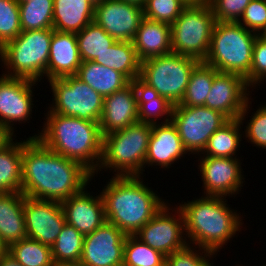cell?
Wrapping results in <instances>:
<instances>
[{"mask_svg": "<svg viewBox=\"0 0 266 266\" xmlns=\"http://www.w3.org/2000/svg\"><path fill=\"white\" fill-rule=\"evenodd\" d=\"M91 179L92 174L79 162L55 153L37 138L23 140V195L62 202L79 193Z\"/></svg>", "mask_w": 266, "mask_h": 266, "instance_id": "6da1fadb", "label": "cell"}, {"mask_svg": "<svg viewBox=\"0 0 266 266\" xmlns=\"http://www.w3.org/2000/svg\"><path fill=\"white\" fill-rule=\"evenodd\" d=\"M46 113L42 131L31 138H37L55 153L79 162L93 178L103 153L99 122L51 113L49 110Z\"/></svg>", "mask_w": 266, "mask_h": 266, "instance_id": "7a4b0ae2", "label": "cell"}, {"mask_svg": "<svg viewBox=\"0 0 266 266\" xmlns=\"http://www.w3.org/2000/svg\"><path fill=\"white\" fill-rule=\"evenodd\" d=\"M142 176H112L101 193L107 222L135 235L166 204Z\"/></svg>", "mask_w": 266, "mask_h": 266, "instance_id": "3957f363", "label": "cell"}, {"mask_svg": "<svg viewBox=\"0 0 266 266\" xmlns=\"http://www.w3.org/2000/svg\"><path fill=\"white\" fill-rule=\"evenodd\" d=\"M225 198L201 196L178 206L184 217L188 244L208 249L217 255L236 232H240L243 226L241 216L229 207Z\"/></svg>", "mask_w": 266, "mask_h": 266, "instance_id": "277c9868", "label": "cell"}, {"mask_svg": "<svg viewBox=\"0 0 266 266\" xmlns=\"http://www.w3.org/2000/svg\"><path fill=\"white\" fill-rule=\"evenodd\" d=\"M257 35L238 22L216 21L204 62L218 72L244 77L250 86V67Z\"/></svg>", "mask_w": 266, "mask_h": 266, "instance_id": "5b68a950", "label": "cell"}, {"mask_svg": "<svg viewBox=\"0 0 266 266\" xmlns=\"http://www.w3.org/2000/svg\"><path fill=\"white\" fill-rule=\"evenodd\" d=\"M152 125L137 121L103 136L101 169L113 170L114 176H142Z\"/></svg>", "mask_w": 266, "mask_h": 266, "instance_id": "8992f818", "label": "cell"}, {"mask_svg": "<svg viewBox=\"0 0 266 266\" xmlns=\"http://www.w3.org/2000/svg\"><path fill=\"white\" fill-rule=\"evenodd\" d=\"M54 29L28 30L0 48L3 75L37 82L46 77L50 43ZM45 75V76H44Z\"/></svg>", "mask_w": 266, "mask_h": 266, "instance_id": "52a82bcc", "label": "cell"}, {"mask_svg": "<svg viewBox=\"0 0 266 266\" xmlns=\"http://www.w3.org/2000/svg\"><path fill=\"white\" fill-rule=\"evenodd\" d=\"M199 62L171 52L141 62L139 77L175 106L183 99L191 73Z\"/></svg>", "mask_w": 266, "mask_h": 266, "instance_id": "ba28073f", "label": "cell"}, {"mask_svg": "<svg viewBox=\"0 0 266 266\" xmlns=\"http://www.w3.org/2000/svg\"><path fill=\"white\" fill-rule=\"evenodd\" d=\"M216 20L207 5L186 6L171 25L172 52L204 61Z\"/></svg>", "mask_w": 266, "mask_h": 266, "instance_id": "9c48e42d", "label": "cell"}, {"mask_svg": "<svg viewBox=\"0 0 266 266\" xmlns=\"http://www.w3.org/2000/svg\"><path fill=\"white\" fill-rule=\"evenodd\" d=\"M53 93L52 104L48 109L51 113L78 117L99 122L104 97L84 83L76 75L49 80Z\"/></svg>", "mask_w": 266, "mask_h": 266, "instance_id": "30bf717a", "label": "cell"}, {"mask_svg": "<svg viewBox=\"0 0 266 266\" xmlns=\"http://www.w3.org/2000/svg\"><path fill=\"white\" fill-rule=\"evenodd\" d=\"M188 154H202L211 135L229 119L206 106L175 105L171 117ZM191 152V153H190Z\"/></svg>", "mask_w": 266, "mask_h": 266, "instance_id": "8fae6325", "label": "cell"}, {"mask_svg": "<svg viewBox=\"0 0 266 266\" xmlns=\"http://www.w3.org/2000/svg\"><path fill=\"white\" fill-rule=\"evenodd\" d=\"M171 208L167 202L155 216L144 225L135 236L152 249L168 256L172 252L184 248L188 242L185 235L184 217L181 209ZM175 211V213H172ZM172 214V215H171ZM184 238V239H183Z\"/></svg>", "mask_w": 266, "mask_h": 266, "instance_id": "7c38bea8", "label": "cell"}, {"mask_svg": "<svg viewBox=\"0 0 266 266\" xmlns=\"http://www.w3.org/2000/svg\"><path fill=\"white\" fill-rule=\"evenodd\" d=\"M35 84L32 80L0 75V127L12 137L14 123H26L32 115Z\"/></svg>", "mask_w": 266, "mask_h": 266, "instance_id": "4fadbf2b", "label": "cell"}, {"mask_svg": "<svg viewBox=\"0 0 266 266\" xmlns=\"http://www.w3.org/2000/svg\"><path fill=\"white\" fill-rule=\"evenodd\" d=\"M198 169L205 196H235L241 191L245 178L242 172V162L239 158L211 157L200 154ZM201 158V159H200Z\"/></svg>", "mask_w": 266, "mask_h": 266, "instance_id": "5bb4252c", "label": "cell"}, {"mask_svg": "<svg viewBox=\"0 0 266 266\" xmlns=\"http://www.w3.org/2000/svg\"><path fill=\"white\" fill-rule=\"evenodd\" d=\"M27 238L52 246L66 224L61 203L24 195Z\"/></svg>", "mask_w": 266, "mask_h": 266, "instance_id": "9a60e30c", "label": "cell"}, {"mask_svg": "<svg viewBox=\"0 0 266 266\" xmlns=\"http://www.w3.org/2000/svg\"><path fill=\"white\" fill-rule=\"evenodd\" d=\"M126 234L105 222L84 236L80 261L85 266H122Z\"/></svg>", "mask_w": 266, "mask_h": 266, "instance_id": "2e32d148", "label": "cell"}, {"mask_svg": "<svg viewBox=\"0 0 266 266\" xmlns=\"http://www.w3.org/2000/svg\"><path fill=\"white\" fill-rule=\"evenodd\" d=\"M144 19L143 7L122 0H103L95 5L94 22L116 41H133Z\"/></svg>", "mask_w": 266, "mask_h": 266, "instance_id": "e0dca14e", "label": "cell"}, {"mask_svg": "<svg viewBox=\"0 0 266 266\" xmlns=\"http://www.w3.org/2000/svg\"><path fill=\"white\" fill-rule=\"evenodd\" d=\"M250 88L244 77L218 72L214 76L205 106L224 114L229 120L238 119L251 95Z\"/></svg>", "mask_w": 266, "mask_h": 266, "instance_id": "ac0fdd59", "label": "cell"}, {"mask_svg": "<svg viewBox=\"0 0 266 266\" xmlns=\"http://www.w3.org/2000/svg\"><path fill=\"white\" fill-rule=\"evenodd\" d=\"M90 194L92 193L84 187L79 193L60 202L66 223L84 236L91 234L107 221L101 193L97 196Z\"/></svg>", "mask_w": 266, "mask_h": 266, "instance_id": "d6986e66", "label": "cell"}, {"mask_svg": "<svg viewBox=\"0 0 266 266\" xmlns=\"http://www.w3.org/2000/svg\"><path fill=\"white\" fill-rule=\"evenodd\" d=\"M188 154L183 146L176 126L169 121L167 123L152 124V132L149 139L146 164L149 166H160L169 169L179 159ZM182 157V158H181Z\"/></svg>", "mask_w": 266, "mask_h": 266, "instance_id": "ffe728a7", "label": "cell"}, {"mask_svg": "<svg viewBox=\"0 0 266 266\" xmlns=\"http://www.w3.org/2000/svg\"><path fill=\"white\" fill-rule=\"evenodd\" d=\"M138 120V106L132 82L104 98L99 121L102 135L124 129Z\"/></svg>", "mask_w": 266, "mask_h": 266, "instance_id": "44dd1931", "label": "cell"}, {"mask_svg": "<svg viewBox=\"0 0 266 266\" xmlns=\"http://www.w3.org/2000/svg\"><path fill=\"white\" fill-rule=\"evenodd\" d=\"M81 63L76 34L54 30L46 70L48 81L76 75Z\"/></svg>", "mask_w": 266, "mask_h": 266, "instance_id": "7402d4cb", "label": "cell"}, {"mask_svg": "<svg viewBox=\"0 0 266 266\" xmlns=\"http://www.w3.org/2000/svg\"><path fill=\"white\" fill-rule=\"evenodd\" d=\"M132 42L141 62L169 54L172 52L171 25L144 18Z\"/></svg>", "mask_w": 266, "mask_h": 266, "instance_id": "603a6c76", "label": "cell"}, {"mask_svg": "<svg viewBox=\"0 0 266 266\" xmlns=\"http://www.w3.org/2000/svg\"><path fill=\"white\" fill-rule=\"evenodd\" d=\"M53 29L77 34L94 21L95 5L89 0H53Z\"/></svg>", "mask_w": 266, "mask_h": 266, "instance_id": "cb8c5ba5", "label": "cell"}, {"mask_svg": "<svg viewBox=\"0 0 266 266\" xmlns=\"http://www.w3.org/2000/svg\"><path fill=\"white\" fill-rule=\"evenodd\" d=\"M21 192L0 193V237L8 244L27 237Z\"/></svg>", "mask_w": 266, "mask_h": 266, "instance_id": "d4e9b609", "label": "cell"}, {"mask_svg": "<svg viewBox=\"0 0 266 266\" xmlns=\"http://www.w3.org/2000/svg\"><path fill=\"white\" fill-rule=\"evenodd\" d=\"M138 106V120L148 124L167 123L171 121L174 105L140 77L131 81ZM164 121H158L161 117Z\"/></svg>", "mask_w": 266, "mask_h": 266, "instance_id": "484cf974", "label": "cell"}, {"mask_svg": "<svg viewBox=\"0 0 266 266\" xmlns=\"http://www.w3.org/2000/svg\"><path fill=\"white\" fill-rule=\"evenodd\" d=\"M250 100L251 98H249L246 102V105L244 106L238 119L229 120L211 135L206 148L202 152L203 156L237 158L235 153H237L238 147L241 144L240 141L242 139V135L244 136V133L241 134L240 129L248 115L247 113H249L248 111L250 105L252 104Z\"/></svg>", "mask_w": 266, "mask_h": 266, "instance_id": "4316f807", "label": "cell"}, {"mask_svg": "<svg viewBox=\"0 0 266 266\" xmlns=\"http://www.w3.org/2000/svg\"><path fill=\"white\" fill-rule=\"evenodd\" d=\"M76 76L104 98L131 82L119 71L94 61H83Z\"/></svg>", "mask_w": 266, "mask_h": 266, "instance_id": "83f0119b", "label": "cell"}, {"mask_svg": "<svg viewBox=\"0 0 266 266\" xmlns=\"http://www.w3.org/2000/svg\"><path fill=\"white\" fill-rule=\"evenodd\" d=\"M14 139L0 149V193L21 192L23 141Z\"/></svg>", "mask_w": 266, "mask_h": 266, "instance_id": "f1b7e54d", "label": "cell"}, {"mask_svg": "<svg viewBox=\"0 0 266 266\" xmlns=\"http://www.w3.org/2000/svg\"><path fill=\"white\" fill-rule=\"evenodd\" d=\"M94 62L119 71L130 81L140 75L141 61L131 41H116Z\"/></svg>", "mask_w": 266, "mask_h": 266, "instance_id": "f546056e", "label": "cell"}, {"mask_svg": "<svg viewBox=\"0 0 266 266\" xmlns=\"http://www.w3.org/2000/svg\"><path fill=\"white\" fill-rule=\"evenodd\" d=\"M76 37L82 62L94 61L116 42L94 21L79 31Z\"/></svg>", "mask_w": 266, "mask_h": 266, "instance_id": "4dcf8cb0", "label": "cell"}, {"mask_svg": "<svg viewBox=\"0 0 266 266\" xmlns=\"http://www.w3.org/2000/svg\"><path fill=\"white\" fill-rule=\"evenodd\" d=\"M217 73L218 71L213 66L200 61L191 73L185 95L179 105L205 106L207 95Z\"/></svg>", "mask_w": 266, "mask_h": 266, "instance_id": "1f68e13d", "label": "cell"}, {"mask_svg": "<svg viewBox=\"0 0 266 266\" xmlns=\"http://www.w3.org/2000/svg\"><path fill=\"white\" fill-rule=\"evenodd\" d=\"M8 253L23 266H53L54 264L51 247L27 237L11 243Z\"/></svg>", "mask_w": 266, "mask_h": 266, "instance_id": "d6a6232c", "label": "cell"}, {"mask_svg": "<svg viewBox=\"0 0 266 266\" xmlns=\"http://www.w3.org/2000/svg\"><path fill=\"white\" fill-rule=\"evenodd\" d=\"M53 0H32L19 4L22 31L53 28Z\"/></svg>", "mask_w": 266, "mask_h": 266, "instance_id": "836d02e7", "label": "cell"}, {"mask_svg": "<svg viewBox=\"0 0 266 266\" xmlns=\"http://www.w3.org/2000/svg\"><path fill=\"white\" fill-rule=\"evenodd\" d=\"M84 243V235L73 226L65 224L51 246L54 262L80 261Z\"/></svg>", "mask_w": 266, "mask_h": 266, "instance_id": "e575fe53", "label": "cell"}, {"mask_svg": "<svg viewBox=\"0 0 266 266\" xmlns=\"http://www.w3.org/2000/svg\"><path fill=\"white\" fill-rule=\"evenodd\" d=\"M166 256L135 235H126L122 266H163Z\"/></svg>", "mask_w": 266, "mask_h": 266, "instance_id": "d590c367", "label": "cell"}, {"mask_svg": "<svg viewBox=\"0 0 266 266\" xmlns=\"http://www.w3.org/2000/svg\"><path fill=\"white\" fill-rule=\"evenodd\" d=\"M185 7L182 0H146L144 18L172 25Z\"/></svg>", "mask_w": 266, "mask_h": 266, "instance_id": "8d00e7d4", "label": "cell"}, {"mask_svg": "<svg viewBox=\"0 0 266 266\" xmlns=\"http://www.w3.org/2000/svg\"><path fill=\"white\" fill-rule=\"evenodd\" d=\"M21 31L19 4L16 0H0V48Z\"/></svg>", "mask_w": 266, "mask_h": 266, "instance_id": "74e56055", "label": "cell"}, {"mask_svg": "<svg viewBox=\"0 0 266 266\" xmlns=\"http://www.w3.org/2000/svg\"><path fill=\"white\" fill-rule=\"evenodd\" d=\"M193 246L187 244L184 248L172 252L166 256L165 264L167 266H213L214 263L209 261L216 257L214 256L216 254L208 249L195 246L197 250Z\"/></svg>", "mask_w": 266, "mask_h": 266, "instance_id": "f35d334b", "label": "cell"}, {"mask_svg": "<svg viewBox=\"0 0 266 266\" xmlns=\"http://www.w3.org/2000/svg\"><path fill=\"white\" fill-rule=\"evenodd\" d=\"M238 23L260 35L266 28V0H252Z\"/></svg>", "mask_w": 266, "mask_h": 266, "instance_id": "ab89813d", "label": "cell"}, {"mask_svg": "<svg viewBox=\"0 0 266 266\" xmlns=\"http://www.w3.org/2000/svg\"><path fill=\"white\" fill-rule=\"evenodd\" d=\"M252 0H212L210 7L216 21L238 22Z\"/></svg>", "mask_w": 266, "mask_h": 266, "instance_id": "60d3db41", "label": "cell"}, {"mask_svg": "<svg viewBox=\"0 0 266 266\" xmlns=\"http://www.w3.org/2000/svg\"><path fill=\"white\" fill-rule=\"evenodd\" d=\"M252 114L250 122H246L245 137L254 146L266 149V104H261Z\"/></svg>", "mask_w": 266, "mask_h": 266, "instance_id": "b9f144b4", "label": "cell"}, {"mask_svg": "<svg viewBox=\"0 0 266 266\" xmlns=\"http://www.w3.org/2000/svg\"><path fill=\"white\" fill-rule=\"evenodd\" d=\"M266 77V37L257 35L253 46L252 64L250 67V87L262 84ZM258 84V85H257Z\"/></svg>", "mask_w": 266, "mask_h": 266, "instance_id": "7bdbcfd3", "label": "cell"}, {"mask_svg": "<svg viewBox=\"0 0 266 266\" xmlns=\"http://www.w3.org/2000/svg\"><path fill=\"white\" fill-rule=\"evenodd\" d=\"M0 266H23L10 253L0 259Z\"/></svg>", "mask_w": 266, "mask_h": 266, "instance_id": "ee69618b", "label": "cell"}, {"mask_svg": "<svg viewBox=\"0 0 266 266\" xmlns=\"http://www.w3.org/2000/svg\"><path fill=\"white\" fill-rule=\"evenodd\" d=\"M186 6L207 5L210 6L212 0H182Z\"/></svg>", "mask_w": 266, "mask_h": 266, "instance_id": "f6af8a7d", "label": "cell"}, {"mask_svg": "<svg viewBox=\"0 0 266 266\" xmlns=\"http://www.w3.org/2000/svg\"><path fill=\"white\" fill-rule=\"evenodd\" d=\"M12 138V136L0 127V149Z\"/></svg>", "mask_w": 266, "mask_h": 266, "instance_id": "bcb514c9", "label": "cell"}, {"mask_svg": "<svg viewBox=\"0 0 266 266\" xmlns=\"http://www.w3.org/2000/svg\"><path fill=\"white\" fill-rule=\"evenodd\" d=\"M8 244L0 237V259L8 253Z\"/></svg>", "mask_w": 266, "mask_h": 266, "instance_id": "7dc6e473", "label": "cell"}, {"mask_svg": "<svg viewBox=\"0 0 266 266\" xmlns=\"http://www.w3.org/2000/svg\"><path fill=\"white\" fill-rule=\"evenodd\" d=\"M53 266H85L81 261L75 262H54Z\"/></svg>", "mask_w": 266, "mask_h": 266, "instance_id": "c3c4849f", "label": "cell"}, {"mask_svg": "<svg viewBox=\"0 0 266 266\" xmlns=\"http://www.w3.org/2000/svg\"><path fill=\"white\" fill-rule=\"evenodd\" d=\"M124 2H128V3H132V4H136L138 6L143 7V5L145 4L146 0H122Z\"/></svg>", "mask_w": 266, "mask_h": 266, "instance_id": "681fc988", "label": "cell"}, {"mask_svg": "<svg viewBox=\"0 0 266 266\" xmlns=\"http://www.w3.org/2000/svg\"><path fill=\"white\" fill-rule=\"evenodd\" d=\"M91 3H93L94 5L99 4L100 2H102L103 0H89Z\"/></svg>", "mask_w": 266, "mask_h": 266, "instance_id": "f907efd6", "label": "cell"}, {"mask_svg": "<svg viewBox=\"0 0 266 266\" xmlns=\"http://www.w3.org/2000/svg\"><path fill=\"white\" fill-rule=\"evenodd\" d=\"M30 1H32V0H16V2L18 4L27 3V2H30Z\"/></svg>", "mask_w": 266, "mask_h": 266, "instance_id": "816d5d0a", "label": "cell"}, {"mask_svg": "<svg viewBox=\"0 0 266 266\" xmlns=\"http://www.w3.org/2000/svg\"><path fill=\"white\" fill-rule=\"evenodd\" d=\"M260 35L263 36V37H266V28Z\"/></svg>", "mask_w": 266, "mask_h": 266, "instance_id": "f5cc1de1", "label": "cell"}]
</instances>
